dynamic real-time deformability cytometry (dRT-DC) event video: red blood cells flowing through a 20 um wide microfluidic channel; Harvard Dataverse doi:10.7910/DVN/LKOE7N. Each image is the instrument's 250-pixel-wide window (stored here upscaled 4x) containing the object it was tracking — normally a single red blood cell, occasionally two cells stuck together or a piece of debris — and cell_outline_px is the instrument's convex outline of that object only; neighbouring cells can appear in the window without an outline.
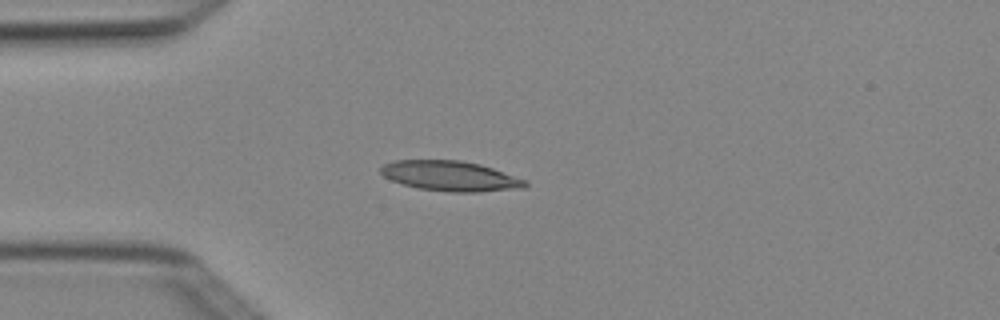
{"species": "Egyptian fruit bat (a non-hibernating species)", "species_latin": "Rousettus aegyptiacus", "temperature_condition": "cold", "stored_images_in_passage": 1, "camera_frame_rate_fps": 3000, "um_per_image_px": 0.085, "animal": {"sex": "female"}, "frame": {"image": 1, "passage_image": 1, "time_ms": 0.0, "image_size_px": [1000, 320], "cell_outline_px": [[528, 184], [524, 188], [476, 192], [448, 192], [420, 188], [404, 184], [392, 180], [384, 176], [380, 172], [380, 168], [384, 164], [396, 160], [460, 160], [480, 164], [528, 180]], "centroid_in_image_um": [38.31, 14.96], "position_along_channel_um": 46.7, "area_um2": 25.26}}